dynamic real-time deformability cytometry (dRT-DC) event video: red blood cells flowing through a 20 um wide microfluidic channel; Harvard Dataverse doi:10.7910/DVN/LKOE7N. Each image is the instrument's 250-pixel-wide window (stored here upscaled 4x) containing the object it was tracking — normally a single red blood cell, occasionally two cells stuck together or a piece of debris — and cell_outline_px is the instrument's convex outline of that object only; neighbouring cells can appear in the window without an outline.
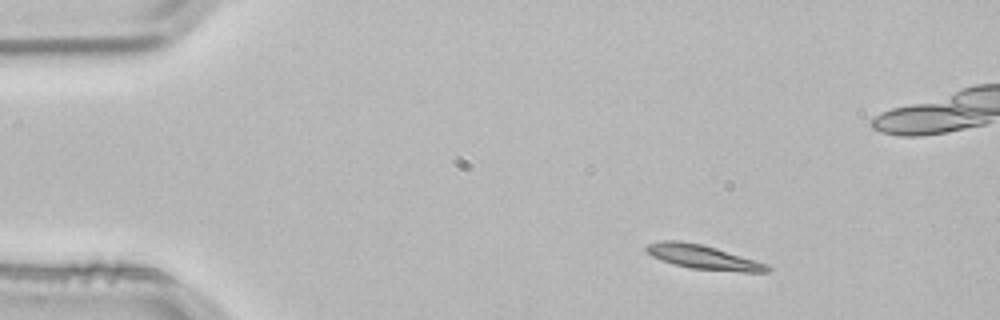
{"species": "common noctule bat (a hibernating species)", "species_latin": "Nyctalus noctula", "temperature_condition": "room temperature", "stored_images_in_passage": 4, "segment_of_instrument_passage": [2, 2], "camera_frame_rate_fps": 3000, "um_per_image_px": 0.085, "animal": {"sex": "male", "body_mass_g": 21.5, "forearm_length_mm": 52.0}, "frame": {"image": 1, "passage_image": 4, "time_ms": 1.0, "image_size_px": [1000, 320], "cell_outline_px": [[772, 268], [768, 272], [744, 272], [692, 268], [672, 264], [660, 260], [652, 256], [644, 248], [648, 244], [660, 240], [676, 240], [700, 244], [716, 248], [756, 260], [768, 264]], "centroid_in_image_um": [59.77, 21.85], "position_along_channel_um": 25.2, "area_um2": 16.99}}